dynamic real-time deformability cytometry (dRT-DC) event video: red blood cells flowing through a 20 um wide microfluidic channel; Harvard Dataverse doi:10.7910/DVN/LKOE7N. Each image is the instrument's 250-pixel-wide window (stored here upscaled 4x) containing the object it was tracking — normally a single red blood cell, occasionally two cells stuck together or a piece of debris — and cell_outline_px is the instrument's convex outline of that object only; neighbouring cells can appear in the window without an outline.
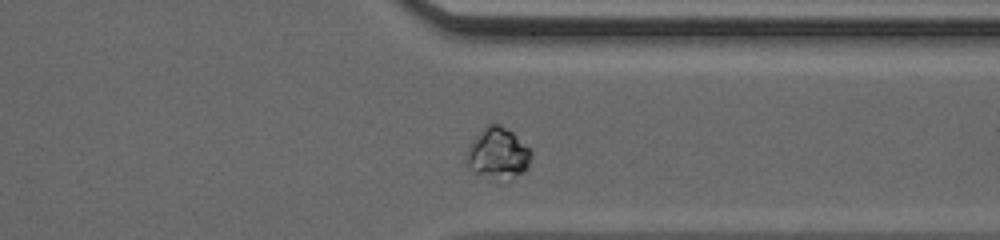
{"species": "human", "species_latin": "Homo sapiens", "temperature_condition": "cold", "stored_images_in_passage": 36, "camera_frame_rate_fps": 3000, "um_per_image_px": 0.085, "donor": {"sex": "male"}, "frame": {"image": 1, "passage_image": 26, "time_ms": 8.333, "image_size_px": [1000, 240], "cell_outline_px": [[532, 156], [528, 168], [524, 172], [504, 184], [472, 172], [464, 164], [464, 156], [472, 140], [488, 124], [500, 124], [512, 132], [532, 152]], "centroid_in_image_um": [42.29, 13.13], "position_along_channel_um": 369.1, "area_um2": 20.0}}
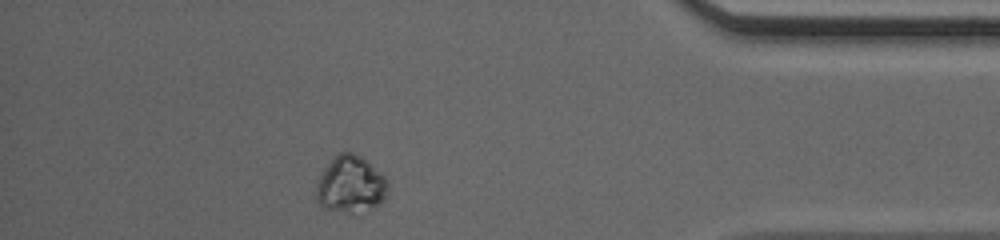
{"frame": {"image": 2, "passage_image": 31, "time_ms": 10.0, "image_size_px": [1000, 240], "cell_outline_px": [[388, 196], [380, 204], [360, 216], [352, 216], [324, 208], [316, 200], [316, 180], [324, 168], [340, 152], [352, 152], [368, 160], [388, 180]], "centroid_in_image_um": [29.83, 15.76], "position_along_channel_um": 405.4, "area_um2": 24.74}}